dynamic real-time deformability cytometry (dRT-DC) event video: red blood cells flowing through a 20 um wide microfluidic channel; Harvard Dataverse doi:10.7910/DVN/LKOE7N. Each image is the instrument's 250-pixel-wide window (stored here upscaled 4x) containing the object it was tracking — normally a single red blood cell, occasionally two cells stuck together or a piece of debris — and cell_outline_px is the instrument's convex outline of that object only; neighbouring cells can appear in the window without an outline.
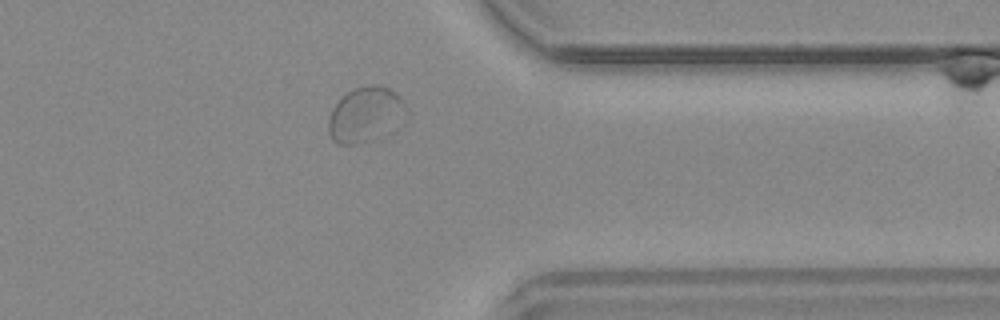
{"species": "common noctule bat (a hibernating species)", "species_latin": "Nyctalus noctula", "temperature_condition": "warm", "stored_images_in_passage": 19, "camera_frame_rate_fps": 3000, "um_per_image_px": 0.085, "animal": {"sex": "male", "body_mass_g": 20.4}, "frame": {"image": 1, "passage_image": 14, "time_ms": 4.333, "image_size_px": [1000, 320], "cell_outline_px": [[408, 116], [380, 136], [372, 140], [356, 144], [336, 144], [332, 140], [328, 132], [328, 120], [332, 108], [348, 92], [356, 88], [372, 84], [376, 84], [388, 88], [396, 92], [400, 96], [408, 108]], "centroid_in_image_um": [31.08, 9.74], "position_along_channel_um": 380.3, "area_um2": 25.03}}